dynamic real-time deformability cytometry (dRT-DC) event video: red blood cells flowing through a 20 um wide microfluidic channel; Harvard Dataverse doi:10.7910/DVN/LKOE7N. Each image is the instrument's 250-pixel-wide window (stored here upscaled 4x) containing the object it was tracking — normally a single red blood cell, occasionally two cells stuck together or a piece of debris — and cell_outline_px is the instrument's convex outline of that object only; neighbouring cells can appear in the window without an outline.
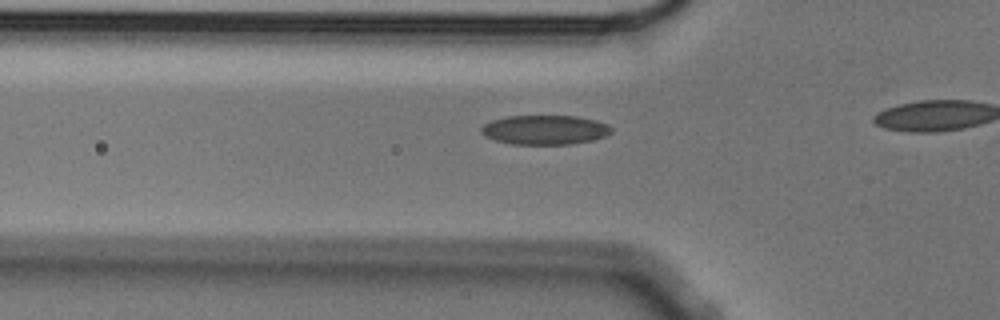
{"species": "Egyptian fruit bat (a non-hibernating species)", "species_latin": "Rousettus aegyptiacus", "temperature_condition": "cold", "stored_images_in_passage": 21, "camera_frame_rate_fps": 3000, "um_per_image_px": 0.085, "animal": {"sex": "male"}, "frame": {"image": 1, "passage_image": 15, "time_ms": 4.667, "image_size_px": [1000, 320], "cell_outline_px": [[612, 132], [604, 136], [592, 140], [568, 144], [512, 144], [496, 140], [484, 136], [480, 132], [480, 128], [484, 124], [492, 120], [508, 116], [576, 116], [596, 120], [608, 124], [612, 128]], "centroid_in_image_um": [46.3, 11.03], "position_along_channel_um": 79.5, "area_um2": 22.25}}
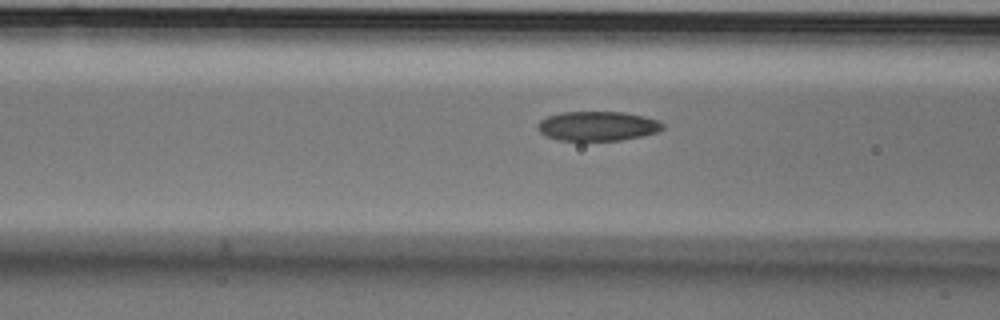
{"frame": {"image": 2, "passage_image": 18, "time_ms": 5.667, "image_size_px": [1000, 320], "cell_outline_px": [[664, 128], [656, 132], [640, 136], [620, 140], [560, 140], [544, 136], [536, 128], [536, 124], [540, 120], [548, 116], [560, 112], [624, 112], [644, 116], [656, 120], [664, 124]], "centroid_in_image_um": [50.74, 10.71], "position_along_channel_um": 115.9, "area_um2": 21.44}}